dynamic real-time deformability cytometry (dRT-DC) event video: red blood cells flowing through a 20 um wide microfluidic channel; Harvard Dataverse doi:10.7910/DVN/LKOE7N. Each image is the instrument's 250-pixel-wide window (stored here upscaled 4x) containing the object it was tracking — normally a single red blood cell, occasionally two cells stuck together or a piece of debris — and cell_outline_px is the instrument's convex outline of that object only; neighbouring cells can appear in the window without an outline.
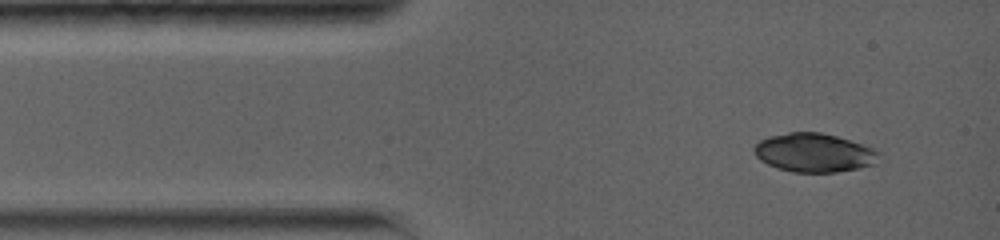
{"species": "common noctule bat (a hibernating species)", "species_latin": "Nyctalus noctula", "temperature_condition": "warm", "stored_images_in_passage": 2, "segment_of_instrument_passage": [2, 2], "camera_frame_rate_fps": 5000, "um_per_image_px": 0.085, "animal": {"sex": "female", "body_mass_g": 19.0, "forearm_length_mm": 56.7}, "frame": {"image": 1, "passage_image": 2, "time_ms": 1.2, "image_size_px": [1000, 240], "cell_outline_px": [[880, 152], [872, 164], [856, 168], [836, 172], [792, 172], [776, 168], [760, 160], [756, 156], [752, 148], [760, 140], [768, 136], [788, 132], [820, 132], [836, 136], [872, 148]], "centroid_in_image_um": [69.11, 12.97], "position_along_channel_um": 15.9, "area_um2": 27.86}}